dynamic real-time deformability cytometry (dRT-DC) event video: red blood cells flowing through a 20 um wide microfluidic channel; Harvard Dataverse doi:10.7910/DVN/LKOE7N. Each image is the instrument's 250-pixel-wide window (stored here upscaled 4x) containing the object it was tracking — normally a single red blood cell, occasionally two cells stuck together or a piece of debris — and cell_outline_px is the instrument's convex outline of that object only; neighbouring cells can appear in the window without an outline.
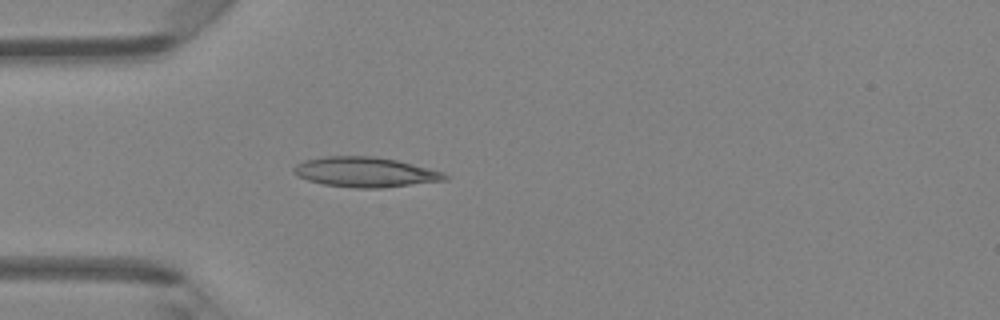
{"species": "Egyptian fruit bat (a non-hibernating species)", "species_latin": "Rousettus aegyptiacus", "temperature_condition": "room temperature", "stored_images_in_passage": 17, "camera_frame_rate_fps": 3000, "um_per_image_px": 0.085, "animal": {"sex": "female"}, "frame": {"image": 1, "passage_image": 2, "time_ms": 0.333, "image_size_px": [1000, 320], "cell_outline_px": [[452, 176], [448, 180], [384, 188], [356, 188], [324, 184], [308, 180], [296, 176], [292, 172], [292, 168], [296, 164], [304, 160], [324, 156], [376, 156], [396, 160], [444, 172]], "centroid_in_image_um": [31.06, 14.63], "position_along_channel_um": 53.9, "area_um2": 26.7}}
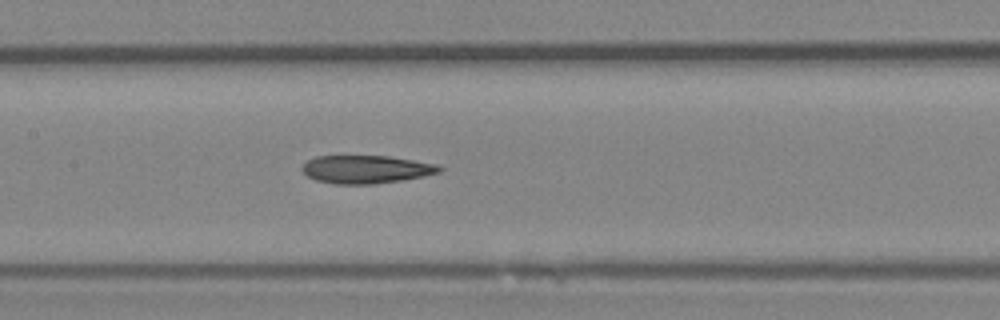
{"frame": {"image": 2, "passage_image": 11, "time_ms": 3.333, "image_size_px": [1000, 320], "cell_outline_px": [[444, 168], [440, 172], [424, 176], [404, 180], [372, 184], [336, 184], [316, 180], [308, 176], [300, 168], [308, 160], [316, 156], [388, 156], [436, 164]], "centroid_in_image_um": [31.13, 14.4], "position_along_channel_um": 176.3, "area_um2": 22.37}}
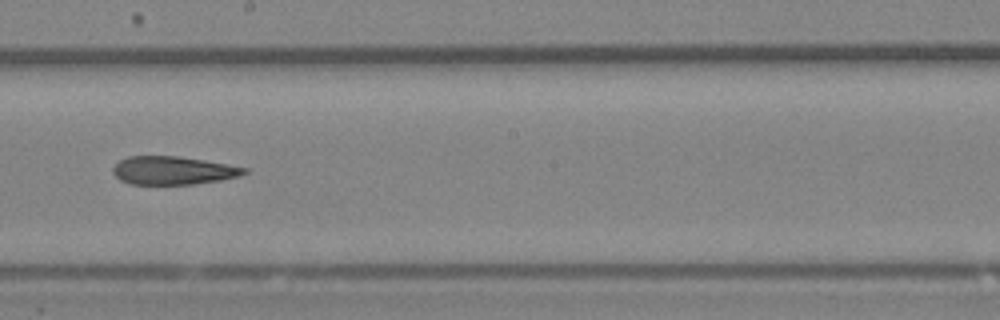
{"frame": {"image": 3, "passage_image": 15, "time_ms": 4.667, "image_size_px": [1000, 320], "cell_outline_px": [[248, 172], [240, 176], [220, 180], [192, 184], [128, 184], [120, 180], [112, 172], [112, 168], [120, 160], [128, 156], [176, 156], [204, 160], [228, 164], [248, 168]], "centroid_in_image_um": [14.71, 14.49], "position_along_channel_um": 233.5, "area_um2": 21.62}}